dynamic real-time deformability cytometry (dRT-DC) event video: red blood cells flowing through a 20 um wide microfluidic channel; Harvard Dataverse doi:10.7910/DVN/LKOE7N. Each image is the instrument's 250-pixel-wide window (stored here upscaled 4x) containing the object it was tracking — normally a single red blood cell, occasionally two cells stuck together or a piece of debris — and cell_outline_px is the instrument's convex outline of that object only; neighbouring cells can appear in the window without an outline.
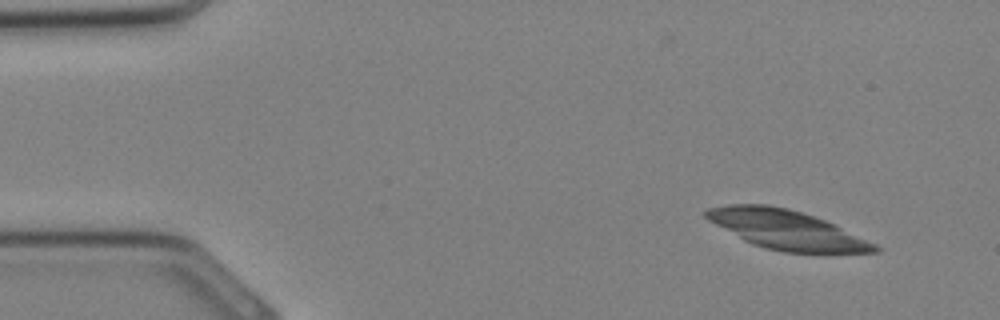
{"species": "Egyptian fruit bat (a non-hibernating species)", "species_latin": "Rousettus aegyptiacus", "temperature_condition": "cold", "stored_images_in_passage": 12, "camera_frame_rate_fps": 3000, "um_per_image_px": 0.085, "animal": {"sex": "female"}, "frame": {"image": 1, "passage_image": 3, "time_ms": 0.667, "image_size_px": [1000, 320], "cell_outline_px": [[880, 252], [784, 252], [764, 248], [752, 244], [744, 240], [708, 220], [704, 216], [704, 212], [708, 208], [728, 204], [768, 204], [788, 208], [824, 220], [876, 244], [880, 248]], "centroid_in_image_um": [66.8, 19.51], "position_along_channel_um": 18.2, "area_um2": 37.86}}